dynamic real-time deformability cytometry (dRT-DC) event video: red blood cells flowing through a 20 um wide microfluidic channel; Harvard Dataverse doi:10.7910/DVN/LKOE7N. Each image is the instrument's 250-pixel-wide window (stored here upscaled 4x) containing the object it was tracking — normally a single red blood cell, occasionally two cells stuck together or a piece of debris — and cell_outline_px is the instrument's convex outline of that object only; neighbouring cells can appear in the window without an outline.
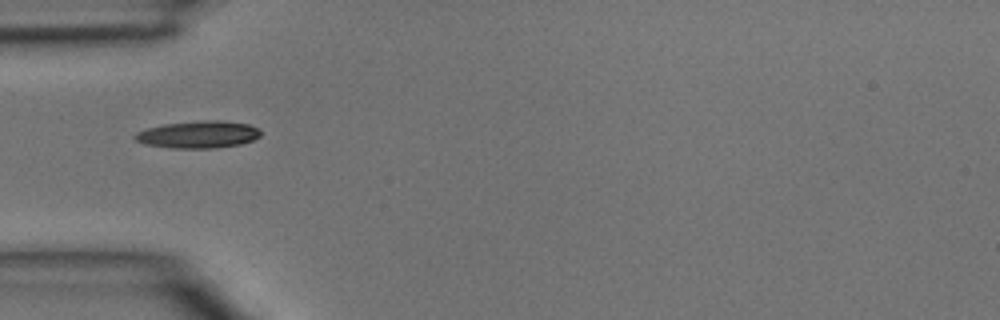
{"species": "common noctule bat (a hibernating species)", "species_latin": "Nyctalus noctula", "temperature_condition": "room temperature", "stored_images_in_passage": 30, "camera_frame_rate_fps": 3000, "um_per_image_px": 0.085, "animal": {"sex": "male", "body_mass_g": 15.6}, "frame": {"image": 1, "passage_image": 1, "time_ms": 0.0, "image_size_px": [1000, 320], "cell_outline_px": [[260, 136], [252, 140], [240, 144], [212, 148], [172, 148], [144, 144], [136, 140], [132, 136], [136, 132], [148, 128], [164, 124], [204, 120], [220, 120], [248, 124], [260, 128]], "centroid_in_image_um": [16.84, 11.43], "position_along_channel_um": 68.2, "area_um2": 19.88}}
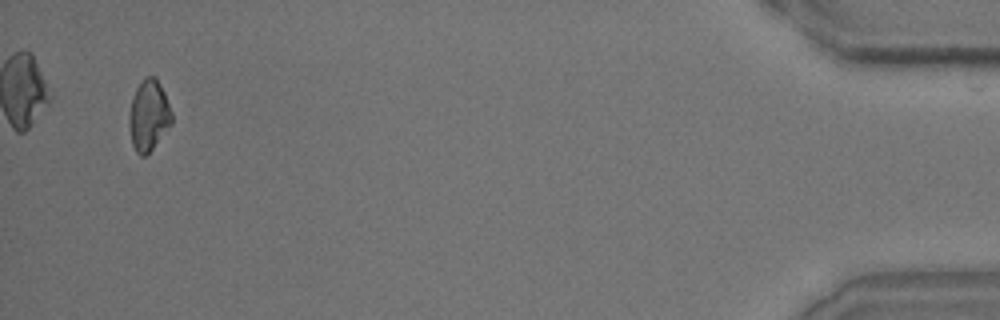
{"frame": {"image": 2, "passage_image": 30, "time_ms": 9.667, "image_size_px": [1000, 320], "cell_outline_px": [[172, 124], [152, 148], [144, 156], [140, 156], [136, 152], [132, 144], [128, 124], [128, 116], [132, 96], [136, 88], [148, 76], [156, 76], [164, 92], [172, 112]], "centroid_in_image_um": [12.63, 9.81], "position_along_channel_um": 422.6, "area_um2": 17.57}}